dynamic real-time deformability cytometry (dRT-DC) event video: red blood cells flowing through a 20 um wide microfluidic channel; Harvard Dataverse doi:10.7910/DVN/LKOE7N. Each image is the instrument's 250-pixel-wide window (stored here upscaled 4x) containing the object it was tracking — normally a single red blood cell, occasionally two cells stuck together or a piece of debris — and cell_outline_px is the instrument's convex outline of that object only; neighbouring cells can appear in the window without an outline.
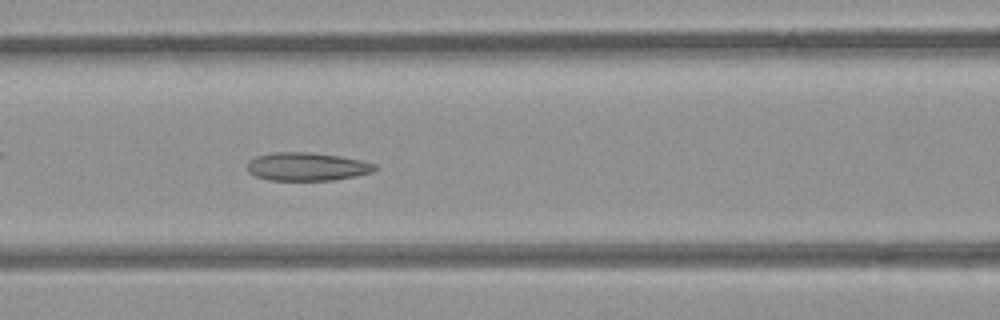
{"species": "common noctule bat (a hibernating species)", "species_latin": "Nyctalus noctula", "temperature_condition": "room temperature", "stored_images_in_passage": 52, "camera_frame_rate_fps": 3000, "um_per_image_px": 0.085, "animal": {"sex": "female", "body_mass_g": 21.9}, "frame": {"image": 1, "passage_image": 22, "time_ms": 7.0, "image_size_px": [1000, 320], "cell_outline_px": [[376, 168], [372, 172], [356, 176], [336, 180], [268, 180], [256, 176], [248, 172], [248, 160], [256, 156], [276, 152], [308, 152], [340, 156], [360, 160], [376, 164]], "centroid_in_image_um": [26.08, 14.16], "position_along_channel_um": 140.5, "area_um2": 20.98}}
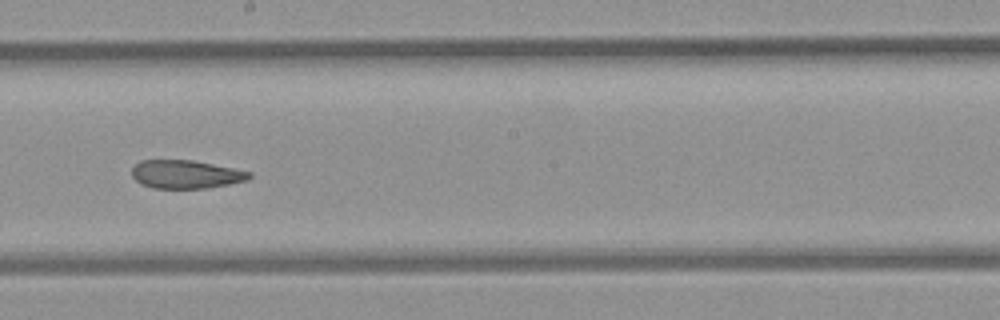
{"frame": {"image": 2, "passage_image": 29, "time_ms": 9.333, "image_size_px": [1000, 320], "cell_outline_px": [[252, 176], [248, 180], [208, 188], [152, 188], [140, 184], [132, 176], [132, 168], [140, 160], [192, 160], [252, 172]], "centroid_in_image_um": [15.78, 14.82], "position_along_channel_um": 232.4, "area_um2": 19.36}}
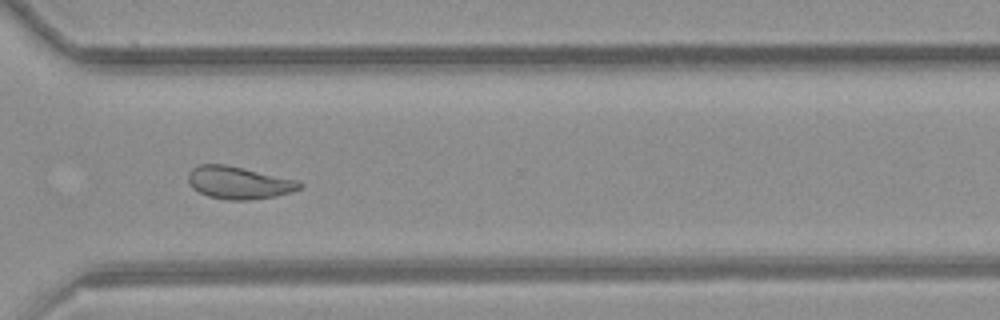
{"frame": {"image": 3, "passage_image": 38, "time_ms": 12.333, "image_size_px": [1000, 320], "cell_outline_px": [[304, 188], [292, 192], [272, 196], [248, 200], [228, 200], [208, 196], [192, 188], [188, 184], [188, 172], [192, 168], [200, 164], [224, 164], [296, 180], [304, 184]], "centroid_in_image_um": [20.27, 15.53], "position_along_channel_um": 350.3, "area_um2": 20.98}, "authors_computed_cell_mechanics": {"area_um2": 22.6287, "velocity_mm_per_s": 3.9455, "shape_relaxation_time_tau1_ms": null, "shape_relaxation_time_tau2_ms": 2.5252, "deformation_change_tau1": null, "deformation_change_tau2": 0.0895}}